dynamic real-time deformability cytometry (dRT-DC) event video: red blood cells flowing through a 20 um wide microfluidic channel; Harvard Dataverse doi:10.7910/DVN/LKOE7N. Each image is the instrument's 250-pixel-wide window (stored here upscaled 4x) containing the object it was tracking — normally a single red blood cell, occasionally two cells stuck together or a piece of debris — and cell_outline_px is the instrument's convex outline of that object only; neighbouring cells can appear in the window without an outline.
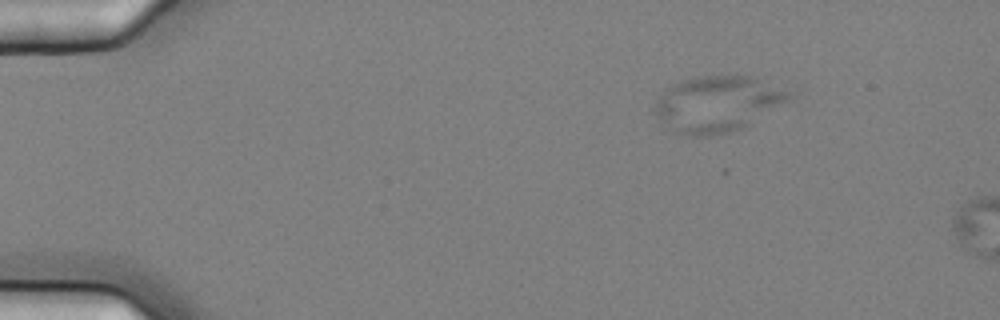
{"species": "common noctule bat (a hibernating species)", "species_latin": "Nyctalus noctula", "temperature_condition": "cold", "stored_images_in_passage": 6, "camera_frame_rate_fps": 3000, "um_per_image_px": 0.085, "animal": {"sex": "female", "body_mass_g": 25.1}, "frame": {"image": 1, "passage_image": 4, "time_ms": 1.0, "image_size_px": [1000, 320], "cell_outline_px": [[792, 96], [788, 100], [748, 124], [740, 128], [728, 132], [708, 136], [688, 136], [676, 132], [668, 128], [656, 112], [656, 104], [660, 96], [672, 84], [680, 80], [704, 76], [736, 72], [752, 76], [788, 92]], "centroid_in_image_um": [60.96, 8.79], "position_along_channel_um": 24.0, "area_um2": 43.12}}